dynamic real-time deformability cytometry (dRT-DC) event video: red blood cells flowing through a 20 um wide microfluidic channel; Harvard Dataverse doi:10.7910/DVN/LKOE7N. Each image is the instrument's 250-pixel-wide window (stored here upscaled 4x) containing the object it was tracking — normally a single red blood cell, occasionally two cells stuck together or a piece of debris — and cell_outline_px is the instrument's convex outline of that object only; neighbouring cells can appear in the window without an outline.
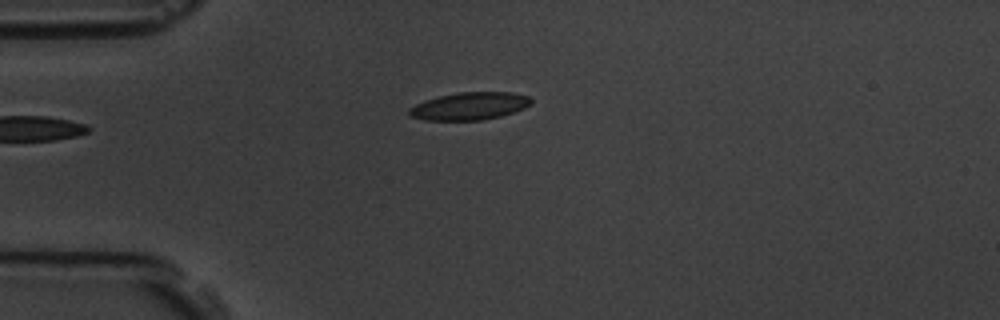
{"species": "common noctule bat (a hibernating species)", "species_latin": "Nyctalus noctula", "temperature_condition": "room temperature", "stored_images_in_passage": 4, "camera_frame_rate_fps": 3000, "um_per_image_px": 0.085, "animal": {"sex": "male", "body_mass_g": 19.5, "forearm_length_mm": 54.6}, "frame": {"image": 1, "passage_image": 4, "time_ms": 3.333, "image_size_px": [1000, 320], "cell_outline_px": [[532, 104], [524, 108], [500, 116], [480, 120], [424, 120], [408, 116], [408, 108], [424, 100], [440, 96], [460, 92], [512, 92], [528, 96], [532, 100]], "centroid_in_image_um": [39.89, 9.02], "position_along_channel_um": 45.1, "area_um2": 19.59}}